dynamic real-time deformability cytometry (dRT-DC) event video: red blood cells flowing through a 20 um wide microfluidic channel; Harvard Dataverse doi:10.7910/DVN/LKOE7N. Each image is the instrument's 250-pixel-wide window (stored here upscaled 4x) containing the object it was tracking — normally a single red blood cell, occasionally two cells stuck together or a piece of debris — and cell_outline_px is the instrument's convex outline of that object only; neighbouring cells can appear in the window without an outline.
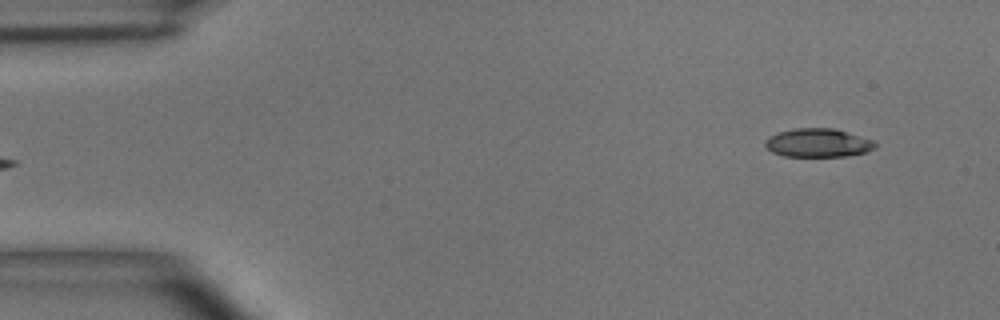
{"species": "common noctule bat (a hibernating species)", "species_latin": "Nyctalus noctula", "temperature_condition": "room temperature", "stored_images_in_passage": 6, "camera_frame_rate_fps": 3000, "um_per_image_px": 0.085, "animal": {"sex": "male", "body_mass_g": 15.6}, "frame": {"image": 1, "passage_image": 6, "time_ms": 5.667, "image_size_px": [1000, 320], "cell_outline_px": [[876, 148], [864, 152], [848, 156], [784, 156], [772, 152], [764, 144], [764, 140], [780, 132], [796, 128], [836, 128], [876, 140]], "centroid_in_image_um": [69.59, 12.13], "position_along_channel_um": 15.4, "area_um2": 18.38}}